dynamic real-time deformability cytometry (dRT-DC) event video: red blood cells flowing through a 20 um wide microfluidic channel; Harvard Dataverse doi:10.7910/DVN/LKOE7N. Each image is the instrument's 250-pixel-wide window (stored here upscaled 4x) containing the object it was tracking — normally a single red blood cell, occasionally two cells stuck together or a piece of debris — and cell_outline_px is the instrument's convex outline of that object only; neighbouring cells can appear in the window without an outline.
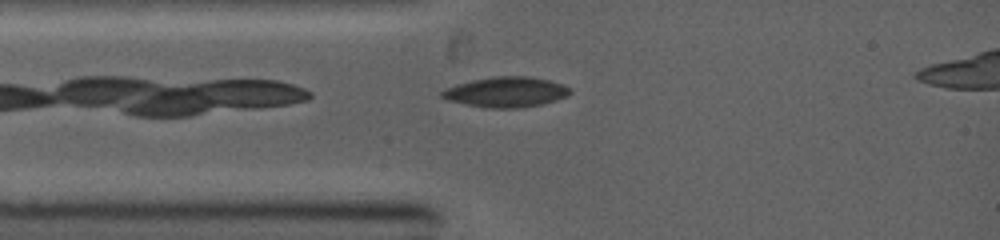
{"species": "common noctule bat (a hibernating species)", "species_latin": "Nyctalus noctula", "temperature_condition": "warm", "stored_images_in_passage": 21, "camera_frame_rate_fps": 5000, "um_per_image_px": 0.085, "animal": {"sex": "female", "body_mass_g": 19.0, "forearm_length_mm": 53.3}, "frame": {"image": 1, "passage_image": 1, "time_ms": 0.0, "image_size_px": [1000, 240], "cell_outline_px": [[572, 92], [568, 96], [544, 104], [520, 108], [488, 108], [448, 100], [440, 96], [440, 92], [456, 84], [472, 80], [492, 76], [528, 76], [548, 80], [564, 84], [572, 88]], "centroid_in_image_um": [43.07, 7.82], "position_along_channel_um": 41.9, "area_um2": 22.72}}
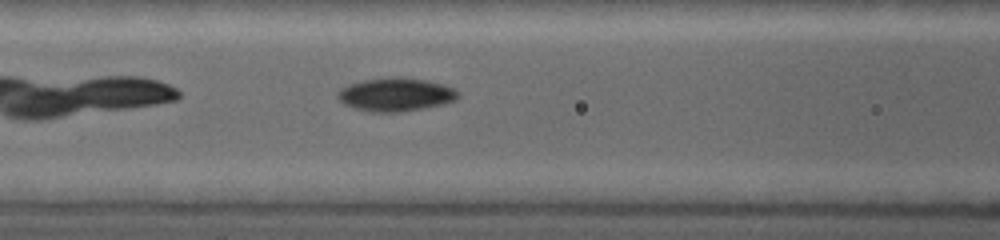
{"frame": {"image": 2, "passage_image": 4, "time_ms": 2.0, "image_size_px": [1000, 240], "cell_outline_px": [[460, 96], [456, 100], [444, 104], [424, 108], [400, 112], [372, 112], [356, 108], [344, 104], [336, 96], [336, 92], [340, 88], [348, 84], [364, 80], [388, 76], [424, 80], [444, 84], [452, 88]], "centroid_in_image_um": [33.61, 8.03], "position_along_channel_um": 133.0, "area_um2": 23.41}}
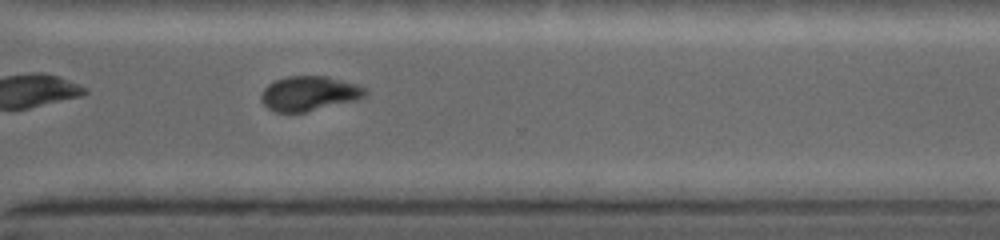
{"frame": {"image": 3, "passage_image": 14, "time_ms": 6.6, "image_size_px": [1000, 240], "cell_outline_px": [[368, 92], [364, 96], [356, 100], [304, 112], [276, 112], [268, 108], [260, 100], [260, 96], [264, 88], [268, 84], [276, 80], [288, 76], [328, 76], [356, 84], [368, 88]], "centroid_in_image_um": [26.28, 7.94], "position_along_channel_um": 344.3, "area_um2": 20.98}}